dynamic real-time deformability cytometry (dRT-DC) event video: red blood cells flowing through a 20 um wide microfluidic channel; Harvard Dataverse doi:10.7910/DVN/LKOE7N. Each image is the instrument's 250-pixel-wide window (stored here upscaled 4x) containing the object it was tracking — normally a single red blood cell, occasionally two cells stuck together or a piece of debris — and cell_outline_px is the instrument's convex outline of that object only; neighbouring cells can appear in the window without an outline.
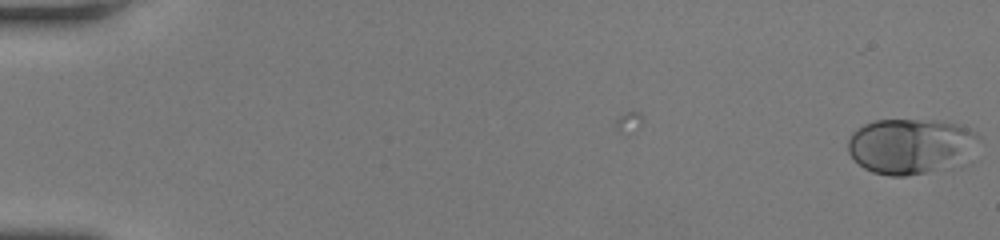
{"species": "human", "species_latin": "Homo sapiens", "temperature_condition": "room temperature", "stored_images_in_passage": 3, "camera_frame_rate_fps": 3000, "um_per_image_px": 0.085, "donor": {"sex": "female"}, "frame": {"image": 1, "passage_image": 3, "time_ms": 0.667, "image_size_px": [1000, 240], "cell_outline_px": [[980, 136], [952, 160], [924, 172], [904, 176], [888, 176], [872, 172], [864, 168], [848, 152], [848, 140], [852, 132], [856, 128], [864, 124], [876, 120], [940, 120], [956, 124], [968, 128], [976, 132]], "centroid_in_image_um": [77.17, 12.35], "position_along_channel_um": 7.8, "area_um2": 40.0}}